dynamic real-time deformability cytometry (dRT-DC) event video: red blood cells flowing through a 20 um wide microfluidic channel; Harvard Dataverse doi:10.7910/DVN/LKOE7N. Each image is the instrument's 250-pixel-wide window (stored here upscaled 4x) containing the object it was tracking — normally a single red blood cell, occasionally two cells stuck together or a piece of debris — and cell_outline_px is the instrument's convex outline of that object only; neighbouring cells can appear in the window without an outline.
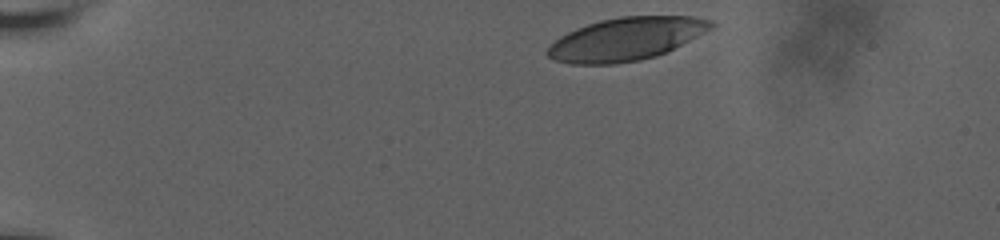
{"species": "human", "species_latin": "Homo sapiens", "temperature_condition": "room temperature", "stored_images_in_passage": 40, "camera_frame_rate_fps": 3000, "um_per_image_px": 0.085, "donor": {"sex": "male"}, "frame": {"image": 1, "passage_image": 1, "time_ms": 0.0, "image_size_px": [1000, 240], "cell_outline_px": [[716, 24], [712, 28], [656, 56], [640, 60], [616, 64], [572, 64], [552, 60], [544, 52], [560, 36], [576, 28], [600, 20], [620, 16], [692, 16], [712, 20]], "centroid_in_image_um": [53.18, 3.31], "position_along_channel_um": 31.8, "area_um2": 40.63}}
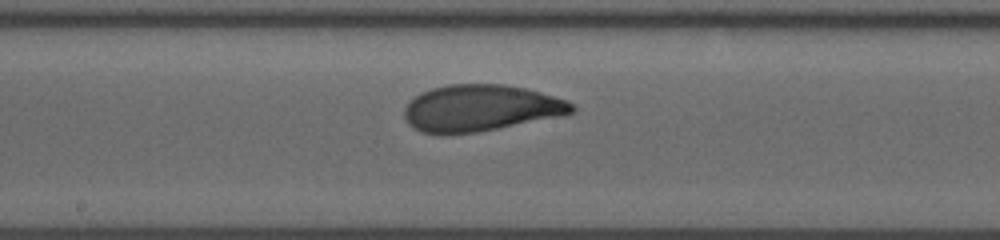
{"frame": {"image": 2, "passage_image": 23, "time_ms": 7.333, "image_size_px": [1000, 240], "cell_outline_px": [[576, 112], [564, 116], [476, 132], [420, 132], [412, 128], [404, 120], [404, 108], [420, 92], [432, 88], [448, 84], [504, 84], [524, 88], [540, 92], [568, 100], [576, 104]], "centroid_in_image_um": [40.91, 9.17], "position_along_channel_um": 207.3, "area_um2": 45.37}}
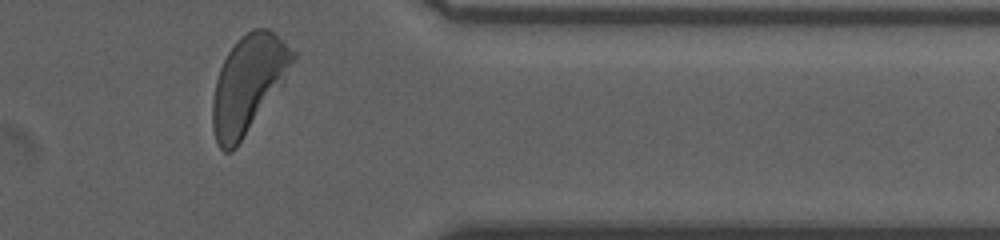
{"frame": {"image": 3, "passage_image": 39, "time_ms": 12.667, "image_size_px": [1000, 240], "cell_outline_px": [[296, 56], [284, 84], [236, 148], [232, 152], [224, 152], [216, 144], [212, 128], [212, 100], [216, 80], [220, 68], [228, 52], [236, 40], [240, 36], [252, 28], [268, 28], [276, 32], [296, 52]], "centroid_in_image_um": [21.11, 7.13], "position_along_channel_um": 390.3, "area_um2": 46.12}, "authors_computed_cell_mechanics": {"area_um2": 44.7372, "velocity_mm_per_s": 3.6218, "shape_relaxation_time_tau1_ms": 6.0022, "shape_relaxation_time_tau2_ms": 0.9855, "deformation_change_tau1": 0.2238, "deformation_change_tau2": 0.0697}}